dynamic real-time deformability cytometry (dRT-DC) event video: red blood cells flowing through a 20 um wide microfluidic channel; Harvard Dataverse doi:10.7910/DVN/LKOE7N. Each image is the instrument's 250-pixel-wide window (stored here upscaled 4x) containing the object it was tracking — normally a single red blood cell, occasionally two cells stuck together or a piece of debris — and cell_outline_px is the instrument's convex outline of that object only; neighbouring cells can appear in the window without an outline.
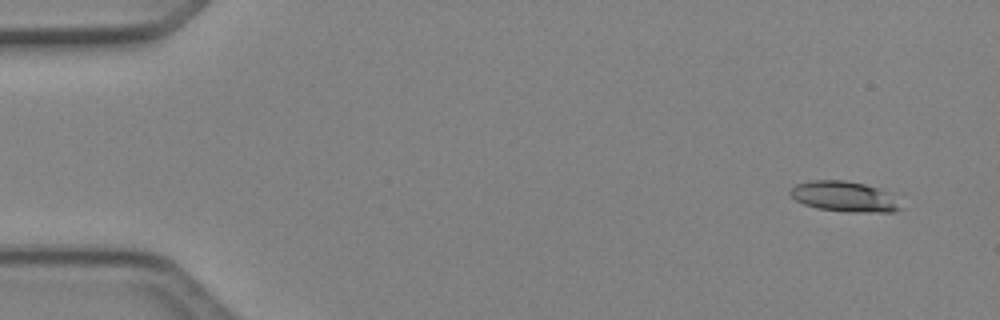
{"species": "Egyptian fruit bat (a non-hibernating species)", "species_latin": "Rousettus aegyptiacus", "temperature_condition": "cold", "stored_images_in_passage": 4, "camera_frame_rate_fps": 3000, "um_per_image_px": 0.085, "animal": {"sex": "female"}, "frame": {"image": 1, "passage_image": 1, "time_ms": 0.0, "image_size_px": [1000, 320], "cell_outline_px": [[900, 208], [896, 212], [852, 212], [816, 208], [804, 204], [796, 200], [788, 192], [796, 184], [812, 180], [844, 180], [864, 184], [876, 188], [884, 192]], "centroid_in_image_um": [71.65, 16.7], "position_along_channel_um": 13.4, "area_um2": 18.9}}
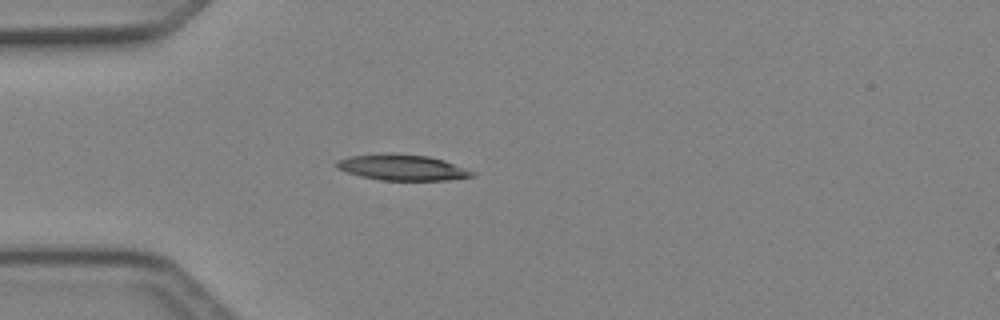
{"frame": {"image": 2, "passage_image": 4, "time_ms": 1.0, "image_size_px": [1000, 320], "cell_outline_px": [[476, 176], [444, 180], [380, 180], [360, 176], [336, 168], [336, 160], [348, 156], [384, 152], [392, 152], [428, 156], [444, 160], [476, 172]], "centroid_in_image_um": [34.16, 14.21], "position_along_channel_um": 50.8, "area_um2": 20.69}}